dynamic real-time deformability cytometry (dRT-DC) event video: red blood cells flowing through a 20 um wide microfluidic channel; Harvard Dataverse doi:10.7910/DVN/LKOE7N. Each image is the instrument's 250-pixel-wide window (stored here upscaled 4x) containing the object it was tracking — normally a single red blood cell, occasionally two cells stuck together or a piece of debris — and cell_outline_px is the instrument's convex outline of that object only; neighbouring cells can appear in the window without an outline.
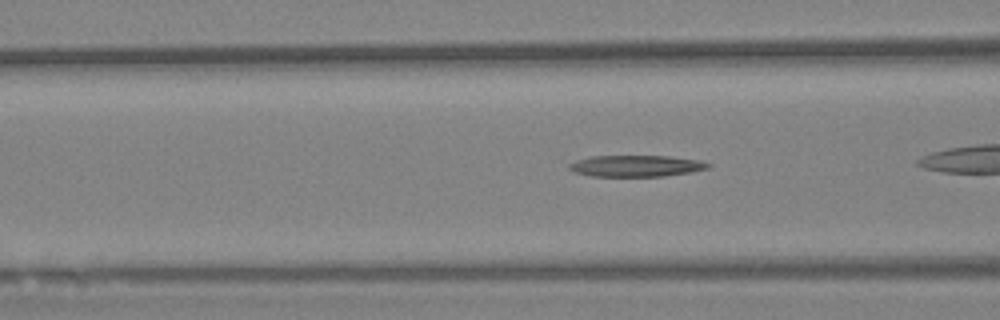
{"species": "Egyptian fruit bat (a non-hibernating species)", "species_latin": "Rousettus aegyptiacus", "temperature_condition": "warm", "stored_images_in_passage": 29, "camera_frame_rate_fps": 3000, "um_per_image_px": 0.085, "animal": {"sex": "female"}, "frame": {"image": 1, "passage_image": 5, "time_ms": 1.333, "image_size_px": [1000, 320], "cell_outline_px": [[712, 164], [708, 168], [692, 172], [664, 176], [592, 176], [576, 172], [568, 168], [568, 164], [576, 160], [592, 156], [668, 156], [696, 160]], "centroid_in_image_um": [54.06, 14.1], "position_along_channel_um": 112.5, "area_um2": 17.17}}
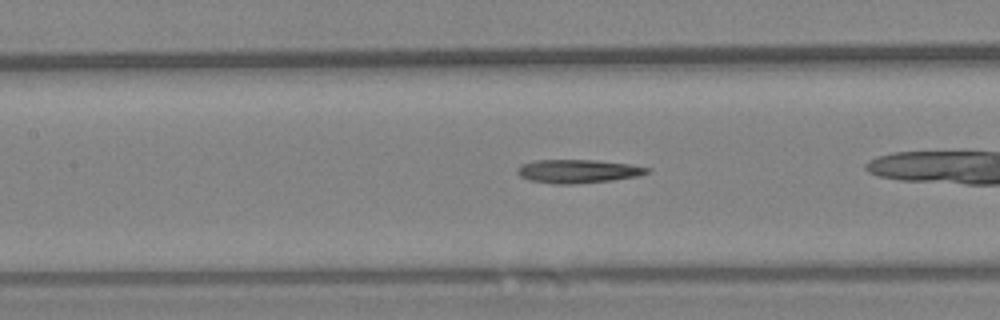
{"frame": {"image": 2, "passage_image": 9, "time_ms": 2.667, "image_size_px": [1000, 320], "cell_outline_px": [[652, 168], [648, 172], [640, 176], [612, 180], [572, 184], [552, 184], [528, 180], [520, 176], [516, 172], [516, 168], [520, 164], [536, 160], [596, 160], [628, 164]], "centroid_in_image_um": [49.09, 14.56], "position_along_channel_um": 158.3, "area_um2": 17.92}}
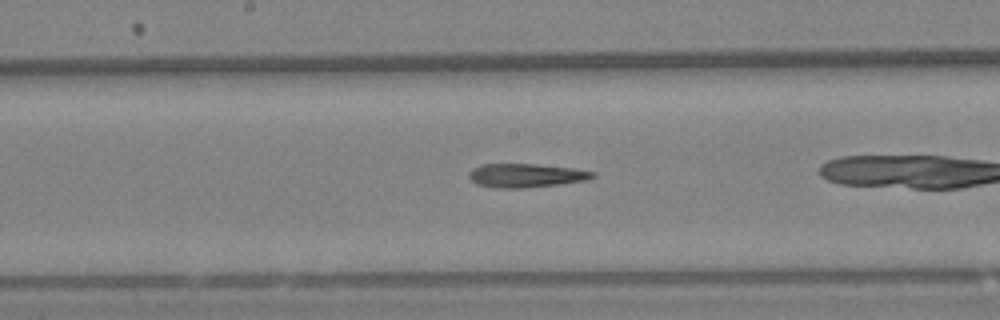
{"frame": {"image": 3, "passage_image": 13, "time_ms": 4.0, "image_size_px": [1000, 320], "cell_outline_px": [[596, 176], [588, 180], [556, 184], [520, 188], [496, 188], [476, 184], [468, 176], [468, 172], [472, 168], [480, 164], [536, 164], [572, 168], [596, 172]], "centroid_in_image_um": [44.68, 14.91], "position_along_channel_um": 203.5, "area_um2": 17.11}}